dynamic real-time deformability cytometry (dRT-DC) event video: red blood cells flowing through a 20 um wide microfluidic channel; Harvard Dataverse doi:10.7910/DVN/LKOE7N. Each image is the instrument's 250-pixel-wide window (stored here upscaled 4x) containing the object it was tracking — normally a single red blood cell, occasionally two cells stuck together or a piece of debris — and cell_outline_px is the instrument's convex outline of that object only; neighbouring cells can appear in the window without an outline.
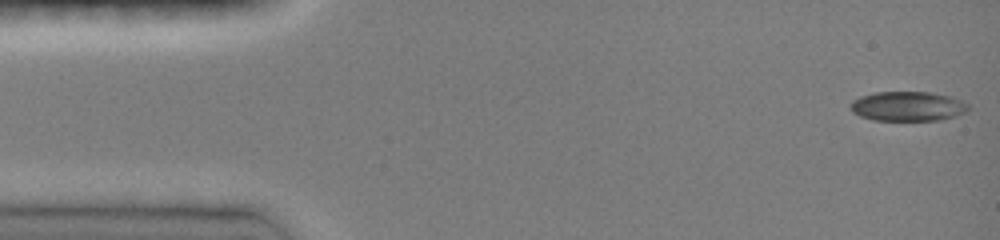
{"species": "common noctule bat (a hibernating species)", "species_latin": "Nyctalus noctula", "temperature_condition": "room temperature", "stored_images_in_passage": 46, "camera_frame_rate_fps": 3000, "um_per_image_px": 0.085, "animal": {"sex": "female", "body_mass_g": 19.0, "forearm_length_mm": 51.5}, "frame": {"image": 1, "passage_image": 1, "time_ms": 0.0, "image_size_px": [1000, 240], "cell_outline_px": [[968, 112], [956, 116], [940, 120], [872, 120], [860, 116], [852, 112], [852, 100], [860, 96], [876, 92], [928, 92], [948, 96], [960, 100], [968, 104]], "centroid_in_image_um": [77.16, 9.04], "position_along_channel_um": 7.8, "area_um2": 20.23}}
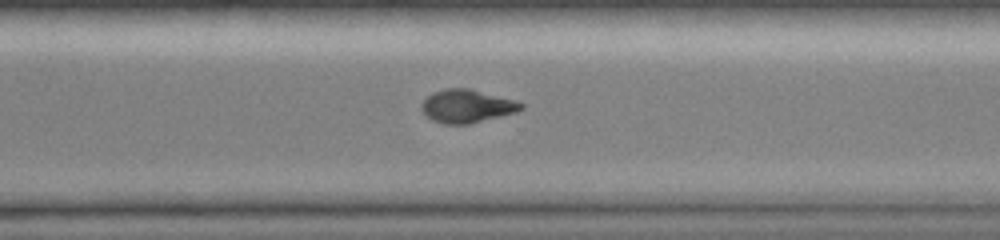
{"frame": {"image": 2, "passage_image": 33, "time_ms": 10.667, "image_size_px": [1000, 240], "cell_outline_px": [[524, 108], [516, 112], [472, 124], [444, 124], [432, 120], [420, 108], [424, 100], [432, 92], [444, 88], [468, 88], [516, 100], [524, 104]], "centroid_in_image_um": [39.7, 9.02], "position_along_channel_um": 330.9, "area_um2": 19.31}}
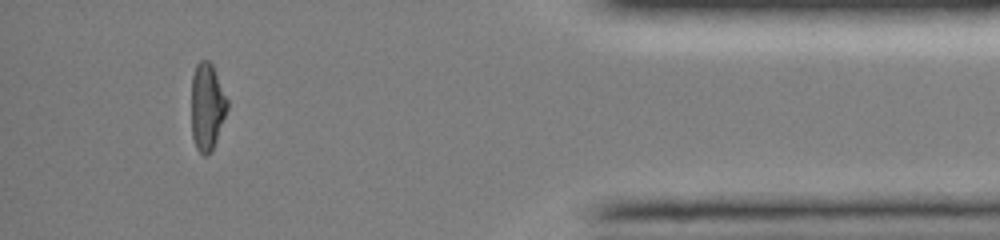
{"frame": {"image": 3, "passage_image": 42, "time_ms": 13.667, "image_size_px": [1000, 240], "cell_outline_px": [[228, 108], [216, 140], [212, 148], [204, 156], [196, 148], [192, 136], [192, 76], [196, 64], [200, 60], [208, 60], [212, 64], [228, 100]], "centroid_in_image_um": [17.6, 9.03], "position_along_channel_um": 417.6, "area_um2": 18.03}, "authors_computed_cell_mechanics": {"area_um2": 20.0277, "velocity_mm_per_s": 4.1129, "shape_relaxation_time_tau1_ms": 8.2813, "shape_relaxation_time_tau2_ms": 6.9992, "deformation_change_tau1": 0.2664, "deformation_change_tau2": 0.09}}